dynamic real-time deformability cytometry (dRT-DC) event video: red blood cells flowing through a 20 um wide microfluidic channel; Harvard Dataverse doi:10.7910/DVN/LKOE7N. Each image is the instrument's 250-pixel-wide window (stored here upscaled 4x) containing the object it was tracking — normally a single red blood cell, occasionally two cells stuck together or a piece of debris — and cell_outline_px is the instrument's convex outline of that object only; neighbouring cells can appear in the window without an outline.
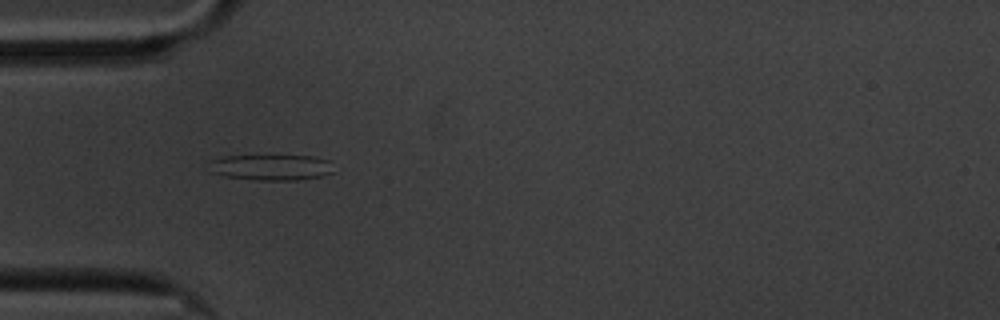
{"species": "common noctule bat (a hibernating species)", "species_latin": "Nyctalus noctula", "temperature_condition": "cold", "stored_images_in_passage": 43, "camera_frame_rate_fps": 3000, "um_per_image_px": 0.085, "animal": {"sex": "male", "body_mass_g": 20.1, "forearm_length_mm": 53.5}, "frame": {"image": 1, "passage_image": 2, "time_ms": 0.333, "image_size_px": [1000, 320], "cell_outline_px": [[336, 172], [320, 176], [296, 180], [256, 180], [224, 176], [208, 172], [212, 160], [224, 156], [316, 156], [328, 160]], "centroid_in_image_um": [23.06, 14.23], "position_along_channel_um": 61.9, "area_um2": 18.79}}
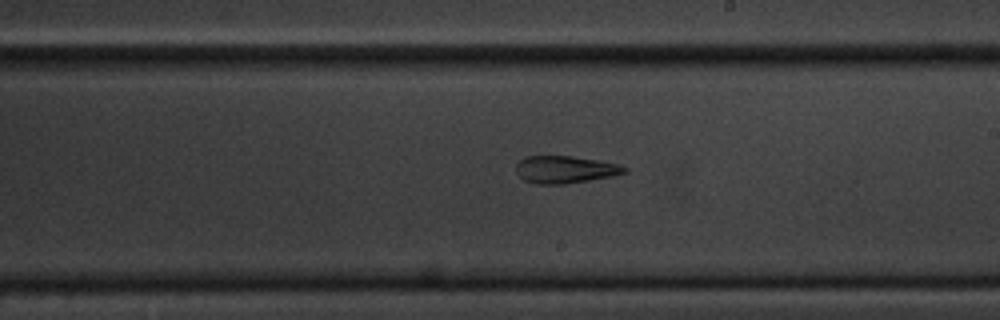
{"frame": {"image": 2, "passage_image": 18, "time_ms": 5.667, "image_size_px": [1000, 320], "cell_outline_px": [[628, 172], [612, 176], [564, 184], [536, 184], [524, 180], [516, 172], [516, 164], [524, 156], [572, 156], [596, 160], [616, 164], [628, 168]], "centroid_in_image_um": [48.0, 14.41], "position_along_channel_um": 241.0, "area_um2": 17.17}}
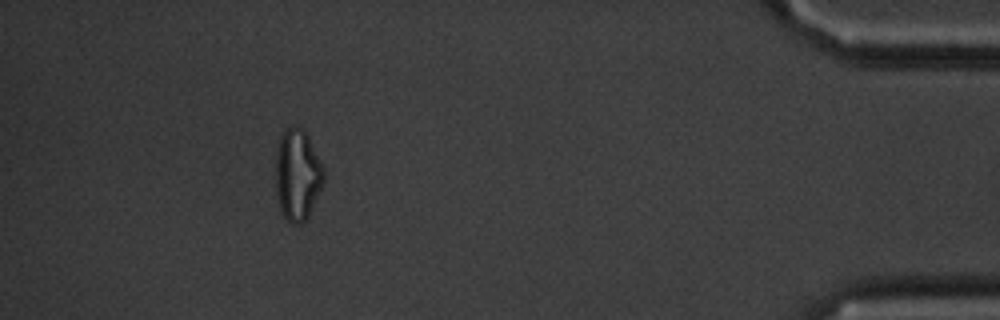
{"frame": {"image": 3, "passage_image": 38, "time_ms": 12.333, "image_size_px": [1000, 320], "cell_outline_px": [[324, 180], [308, 216], [300, 224], [292, 224], [284, 216], [280, 208], [276, 192], [276, 156], [280, 140], [284, 128], [292, 124], [304, 128], [324, 168]], "centroid_in_image_um": [25.28, 14.81], "position_along_channel_um": 409.9, "area_um2": 25.43}, "authors_computed_cell_mechanics": {"area_um2": 18.0914, "velocity_mm_per_s": 3.3756, "shape_relaxation_time_tau1_ms": null, "shape_relaxation_time_tau2_ms": 5.1134, "deformation_change_tau1": null, "deformation_change_tau2": 0.1661}}